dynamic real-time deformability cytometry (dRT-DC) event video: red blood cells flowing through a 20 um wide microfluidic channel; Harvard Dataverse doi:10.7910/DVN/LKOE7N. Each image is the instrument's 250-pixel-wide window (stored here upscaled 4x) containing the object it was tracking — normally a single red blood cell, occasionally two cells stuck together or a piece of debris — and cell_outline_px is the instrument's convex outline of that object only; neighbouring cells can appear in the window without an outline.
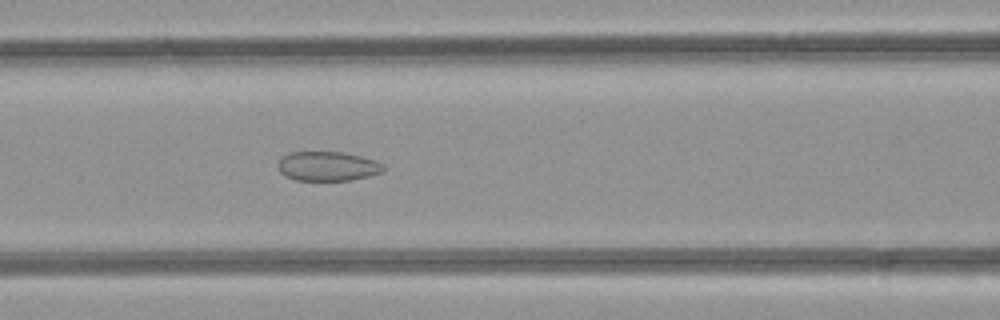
{"species": "common noctule bat (a hibernating species)", "species_latin": "Nyctalus noctula", "temperature_condition": "room temperature", "stored_images_in_passage": 48, "camera_frame_rate_fps": 3000, "um_per_image_px": 0.085, "animal": {"sex": "female", "body_mass_g": 21.9}, "frame": {"image": 1, "passage_image": 20, "time_ms": 6.333, "image_size_px": [1000, 320], "cell_outline_px": [[384, 172], [368, 176], [348, 180], [296, 180], [284, 176], [280, 172], [276, 164], [280, 156], [288, 152], [344, 152], [376, 160], [384, 164]], "centroid_in_image_um": [27.81, 14.12], "position_along_channel_um": 138.8, "area_um2": 18.32}}
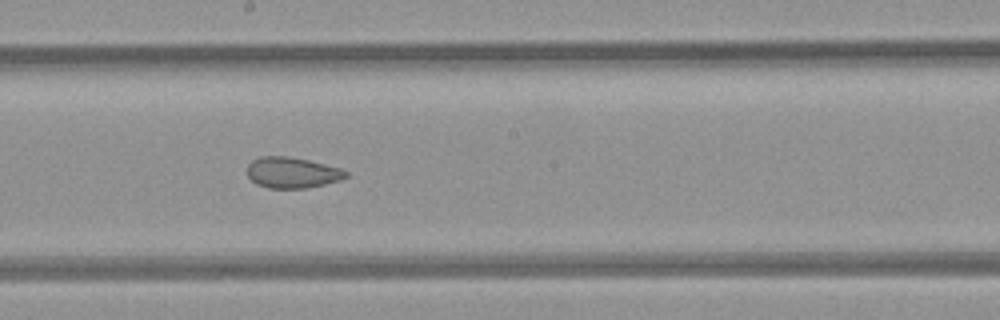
{"frame": {"image": 2, "passage_image": 26, "time_ms": 8.333, "image_size_px": [1000, 320], "cell_outline_px": [[348, 176], [340, 180], [324, 184], [304, 188], [268, 188], [256, 184], [248, 176], [248, 164], [252, 160], [260, 156], [288, 156], [308, 160], [340, 168], [348, 172]], "centroid_in_image_um": [24.82, 14.67], "position_along_channel_um": 223.4, "area_um2": 17.69}}
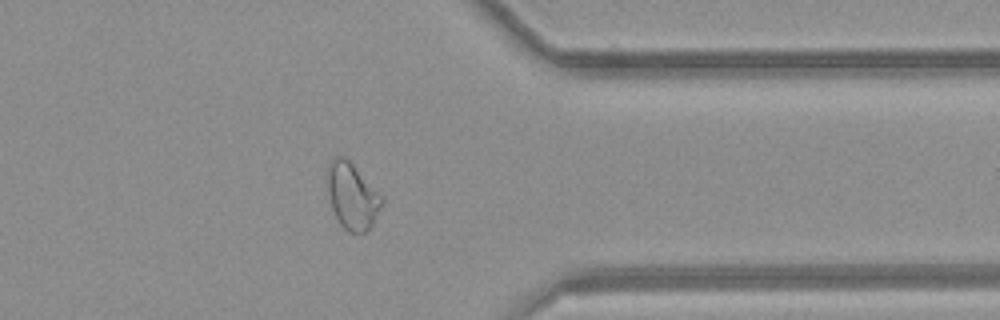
{"frame": {"image": 3, "passage_image": 38, "time_ms": 12.333, "image_size_px": [1000, 320], "cell_outline_px": [[384, 204], [372, 228], [364, 232], [348, 232], [340, 224], [332, 208], [328, 192], [328, 164], [336, 156], [344, 156], [352, 164], [384, 200]], "centroid_in_image_um": [29.95, 16.72], "position_along_channel_um": 381.4, "area_um2": 20.69}, "authors_computed_cell_mechanics": {"area_um2": 22.5709, "velocity_mm_per_s": 4.2221, "shape_relaxation_time_tau1_ms": null, "shape_relaxation_time_tau2_ms": 1.4081, "deformation_change_tau1": null, "deformation_change_tau2": 0.0623}}